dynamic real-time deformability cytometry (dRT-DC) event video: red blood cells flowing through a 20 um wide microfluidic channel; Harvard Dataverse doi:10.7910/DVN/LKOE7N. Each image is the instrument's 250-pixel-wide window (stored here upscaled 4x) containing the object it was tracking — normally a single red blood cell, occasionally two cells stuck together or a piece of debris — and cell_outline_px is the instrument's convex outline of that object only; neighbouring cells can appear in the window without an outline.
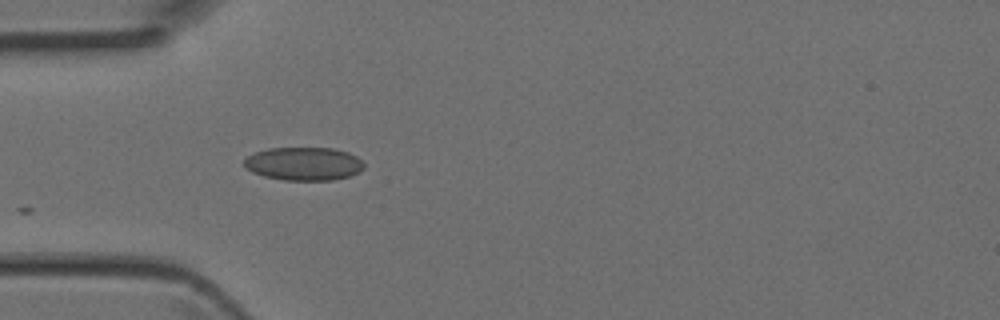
{"species": "Egyptian fruit bat (a non-hibernating species)", "species_latin": "Rousettus aegyptiacus", "temperature_condition": "room temperature", "stored_images_in_passage": 3, "camera_frame_rate_fps": 3000, "um_per_image_px": 0.085, "animal": {"sex": "female"}, "frame": {"image": 1, "passage_image": 3, "time_ms": 0.667, "image_size_px": [1000, 320], "cell_outline_px": [[364, 168], [360, 172], [348, 176], [332, 180], [284, 180], [264, 176], [252, 172], [244, 168], [244, 160], [248, 156], [256, 152], [268, 148], [332, 148], [348, 152], [356, 156], [364, 164]], "centroid_in_image_um": [25.81, 13.92], "position_along_channel_um": 59.2, "area_um2": 23.24}}